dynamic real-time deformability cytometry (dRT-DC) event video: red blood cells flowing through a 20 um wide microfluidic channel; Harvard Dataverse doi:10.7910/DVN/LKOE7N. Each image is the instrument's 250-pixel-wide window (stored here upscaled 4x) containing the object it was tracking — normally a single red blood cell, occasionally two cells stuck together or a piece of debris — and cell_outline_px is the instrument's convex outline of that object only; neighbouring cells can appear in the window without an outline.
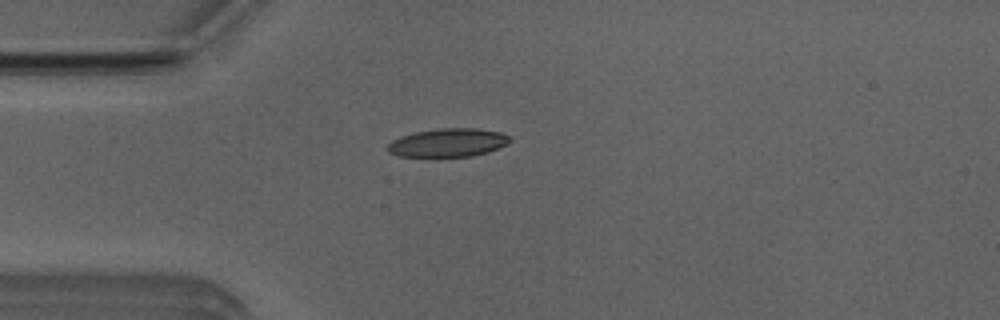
{"species": "Egyptian fruit bat (a non-hibernating species)", "species_latin": "Rousettus aegyptiacus", "temperature_condition": "room temperature", "stored_images_in_passage": 33, "camera_frame_rate_fps": 3000, "um_per_image_px": 0.085, "animal": {"sex": "male"}, "frame": {"image": 1, "passage_image": 4, "time_ms": 1.0, "image_size_px": [1000, 320], "cell_outline_px": [[508, 140], [504, 144], [488, 152], [472, 156], [400, 156], [388, 152], [388, 144], [392, 140], [400, 136], [416, 132], [440, 128], [476, 128], [500, 132], [508, 136]], "centroid_in_image_um": [38.03, 12.12], "position_along_channel_um": 47.0, "area_um2": 19.83}}
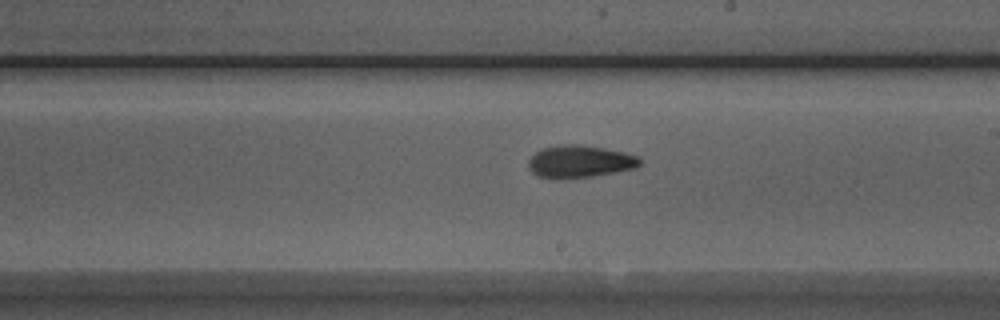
{"frame": {"image": 2, "passage_image": 20, "time_ms": 6.333, "image_size_px": [1000, 320], "cell_outline_px": [[644, 160], [636, 168], [592, 176], [540, 176], [532, 172], [528, 168], [528, 160], [536, 152], [544, 148], [564, 144], [580, 144], [604, 148], [624, 152], [636, 156]], "centroid_in_image_um": [49.33, 13.69], "position_along_channel_um": 239.7, "area_um2": 20.35}}
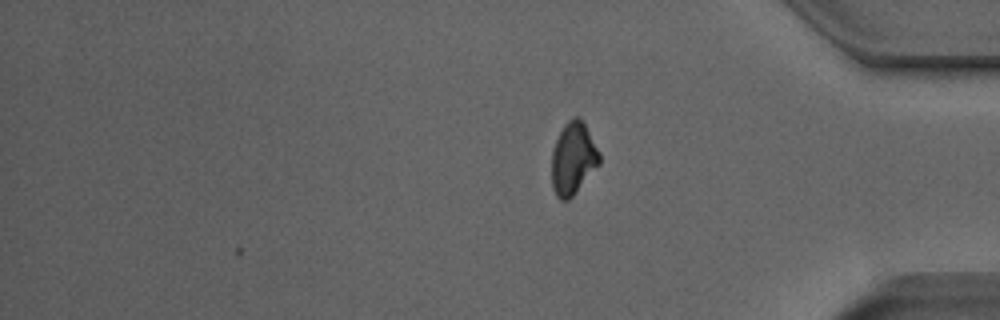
{"frame": {"image": 3, "passage_image": 33, "time_ms": 10.667, "image_size_px": [1000, 320], "cell_outline_px": [[600, 164], [572, 196], [568, 200], [560, 200], [556, 196], [552, 188], [552, 152], [556, 140], [564, 124], [572, 116], [580, 116], [600, 152]], "centroid_in_image_um": [48.72, 13.46], "position_along_channel_um": 386.5, "area_um2": 20.11}, "authors_computed_cell_mechanics": {"area_um2": 20.3456, "velocity_mm_per_s": 3.8536, "shape_relaxation_time_tau1_ms": null, "shape_relaxation_time_tau2_ms": 3.6277, "deformation_change_tau1": null, "deformation_change_tau2": 0.1021}}